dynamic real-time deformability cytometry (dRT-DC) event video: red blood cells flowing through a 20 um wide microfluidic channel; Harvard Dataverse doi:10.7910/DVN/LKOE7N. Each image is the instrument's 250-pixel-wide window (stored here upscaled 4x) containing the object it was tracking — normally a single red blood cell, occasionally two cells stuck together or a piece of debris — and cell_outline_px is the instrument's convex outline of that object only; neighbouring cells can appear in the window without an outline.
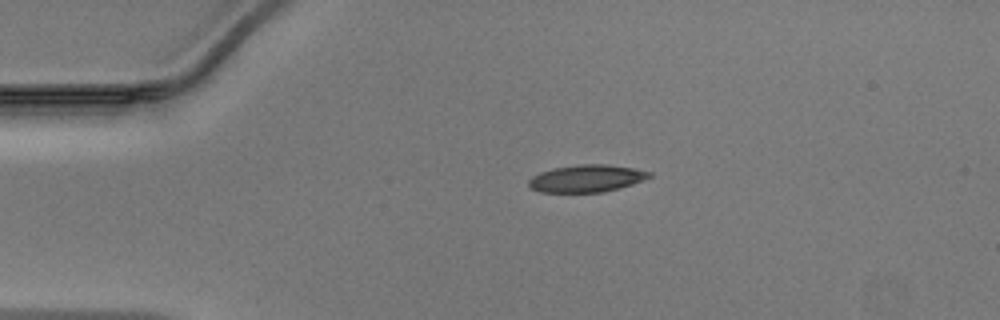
{"species": "Egyptian fruit bat (a non-hibernating species)", "species_latin": "Rousettus aegyptiacus", "temperature_condition": "warm", "stored_images_in_passage": 39, "camera_frame_rate_fps": 3000, "um_per_image_px": 0.085, "animal": {"sex": "male"}, "frame": {"image": 1, "passage_image": 1, "time_ms": 0.0, "image_size_px": [1000, 320], "cell_outline_px": [[652, 176], [644, 180], [620, 188], [604, 192], [540, 192], [532, 188], [528, 184], [528, 180], [532, 176], [540, 172], [552, 168], [576, 164], [608, 164], [636, 168], [652, 172]], "centroid_in_image_um": [49.88, 15.15], "position_along_channel_um": 35.1, "area_um2": 19.42}}
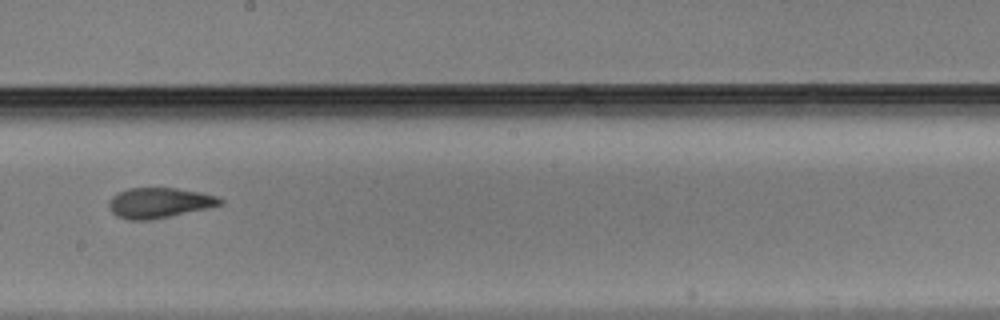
{"frame": {"image": 2, "passage_image": 18, "time_ms": 5.667, "image_size_px": [1000, 320], "cell_outline_px": [[224, 204], [208, 208], [152, 220], [132, 220], [116, 216], [112, 212], [108, 204], [112, 196], [128, 188], [176, 188], [200, 192], [216, 196], [224, 200]], "centroid_in_image_um": [13.56, 17.24], "position_along_channel_um": 234.6, "area_um2": 19.59}}
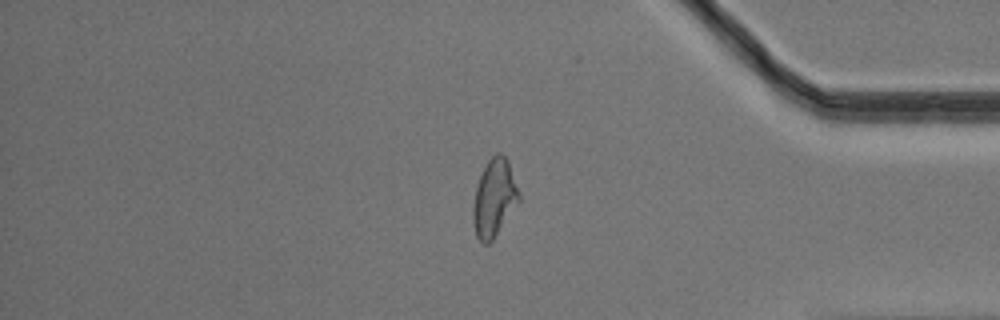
{"frame": {"image": 3, "passage_image": 31, "time_ms": 10.0, "image_size_px": [1000, 320], "cell_outline_px": [[520, 200], [492, 240], [488, 244], [484, 244], [476, 236], [472, 220], [472, 204], [476, 188], [480, 176], [488, 160], [496, 152], [500, 152], [508, 160], [520, 196]], "centroid_in_image_um": [41.99, 16.83], "position_along_channel_um": 393.2, "area_um2": 20.52}}